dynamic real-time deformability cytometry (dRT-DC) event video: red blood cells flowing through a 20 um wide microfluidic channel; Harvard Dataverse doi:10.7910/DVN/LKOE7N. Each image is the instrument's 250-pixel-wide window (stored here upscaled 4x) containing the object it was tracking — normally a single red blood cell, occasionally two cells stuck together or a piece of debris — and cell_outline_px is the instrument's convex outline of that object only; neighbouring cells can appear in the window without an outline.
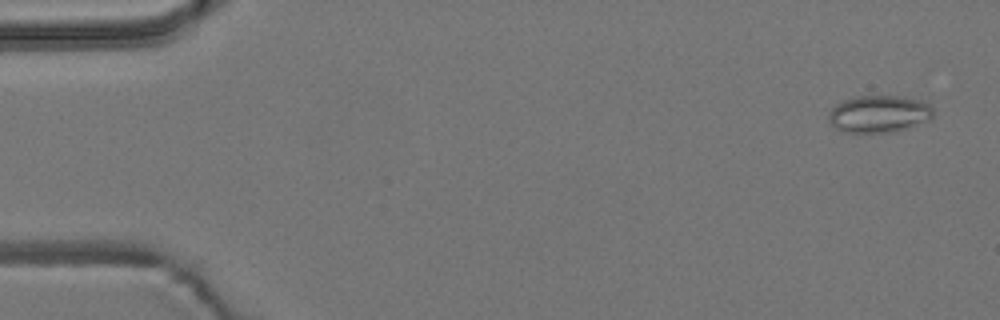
{"species": "common noctule bat (a hibernating species)", "species_latin": "Nyctalus noctula", "temperature_condition": "room temperature", "stored_images_in_passage": 56, "camera_frame_rate_fps": 3000, "um_per_image_px": 0.085, "animal": {"sex": "male", "body_mass_g": 19.2, "forearm_length_mm": 51.8}, "frame": {"image": 1, "passage_image": 3, "time_ms": 0.667, "image_size_px": [1000, 320], "cell_outline_px": [[932, 120], [896, 132], [844, 132], [836, 128], [828, 120], [828, 112], [840, 100], [852, 96], [904, 96], [920, 100], [928, 104], [932, 108]], "centroid_in_image_um": [74.7, 9.68], "position_along_channel_um": 10.3, "area_um2": 23.0}}
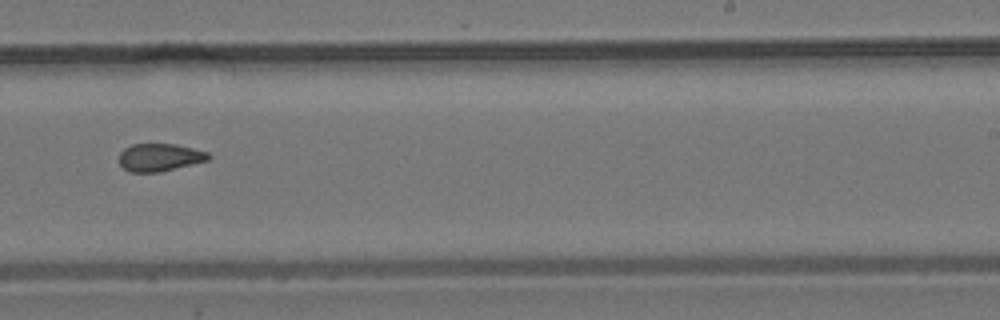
{"frame": {"image": 2, "passage_image": 35, "time_ms": 11.333, "image_size_px": [1000, 320], "cell_outline_px": [[212, 156], [208, 160], [160, 172], [128, 172], [120, 164], [120, 152], [124, 148], [132, 144], [176, 144], [208, 152]], "centroid_in_image_um": [13.57, 13.37], "position_along_channel_um": 275.4, "area_um2": 14.39}}
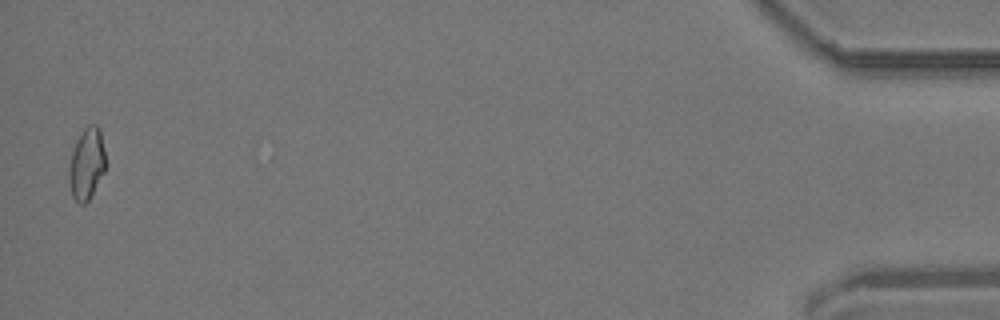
{"frame": {"image": 3, "passage_image": 55, "time_ms": 18.0, "image_size_px": [1000, 320], "cell_outline_px": [[104, 172], [88, 200], [84, 204], [80, 204], [72, 196], [68, 176], [68, 172], [72, 152], [76, 140], [84, 128], [88, 124], [96, 124], [100, 128], [104, 148]], "centroid_in_image_um": [7.36, 13.89], "position_along_channel_um": 427.8, "area_um2": 15.09}, "authors_computed_cell_mechanics": {"area_um2": 15.2592, "velocity_mm_per_s": 3.7244, "shape_relaxation_time_tau1_ms": null, "shape_relaxation_time_tau2_ms": 1.655, "deformation_change_tau1": null, "deformation_change_tau2": 0.0759}}